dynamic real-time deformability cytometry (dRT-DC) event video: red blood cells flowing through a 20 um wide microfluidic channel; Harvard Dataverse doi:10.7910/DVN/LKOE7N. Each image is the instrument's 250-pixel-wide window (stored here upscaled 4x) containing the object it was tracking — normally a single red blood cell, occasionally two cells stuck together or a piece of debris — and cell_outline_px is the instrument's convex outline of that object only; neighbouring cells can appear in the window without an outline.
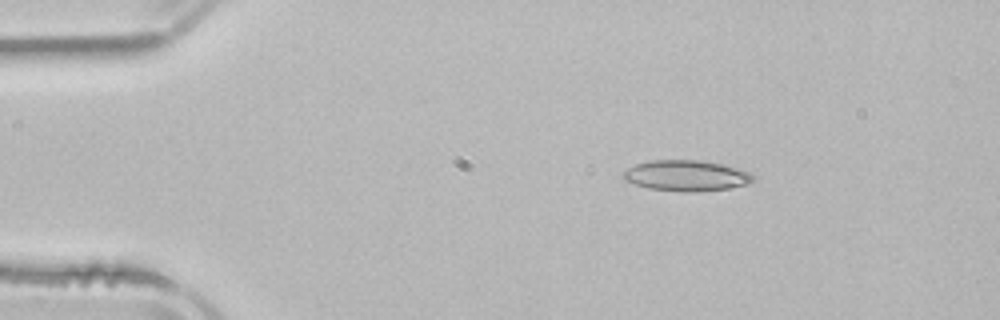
{"species": "common noctule bat (a hibernating species)", "species_latin": "Nyctalus noctula", "temperature_condition": "room temperature", "stored_images_in_passage": 4, "camera_frame_rate_fps": 3000, "um_per_image_px": 0.085, "animal": {"sex": "male", "body_mass_g": 21.5, "forearm_length_mm": 52.0}, "frame": {"image": 1, "passage_image": 2, "time_ms": 1.667, "image_size_px": [1000, 320], "cell_outline_px": [[756, 180], [748, 184], [728, 188], [696, 192], [684, 192], [648, 188], [624, 180], [624, 172], [628, 168], [636, 164], [652, 160], [700, 160], [724, 164], [740, 168], [756, 176]], "centroid_in_image_um": [58.4, 14.93], "position_along_channel_um": 26.6, "area_um2": 23.41}}